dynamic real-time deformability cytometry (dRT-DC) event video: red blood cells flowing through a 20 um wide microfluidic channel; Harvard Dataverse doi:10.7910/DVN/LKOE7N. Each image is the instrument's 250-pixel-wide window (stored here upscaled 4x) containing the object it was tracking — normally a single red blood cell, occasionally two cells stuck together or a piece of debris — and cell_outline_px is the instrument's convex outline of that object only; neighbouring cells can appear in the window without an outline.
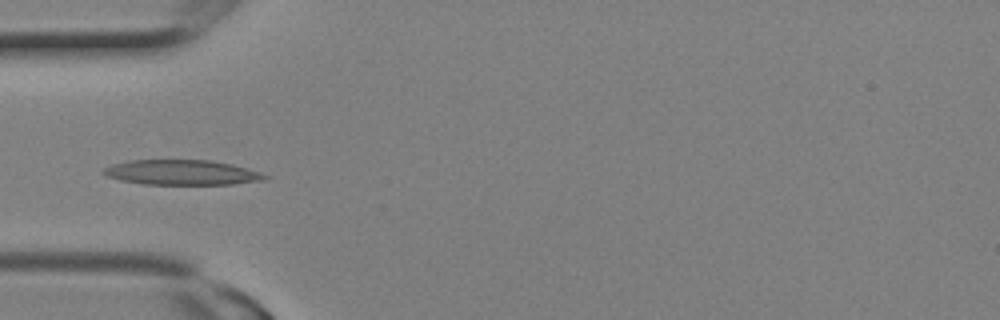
{"species": "Egyptian fruit bat (a non-hibernating species)", "species_latin": "Rousettus aegyptiacus", "temperature_condition": "room temperature", "stored_images_in_passage": 4, "camera_frame_rate_fps": 3000, "um_per_image_px": 0.085, "animal": {"sex": "female"}, "frame": {"image": 1, "passage_image": 3, "time_ms": 0.667, "image_size_px": [1000, 320], "cell_outline_px": [[268, 176], [264, 180], [232, 184], [144, 184], [120, 180], [108, 176], [100, 172], [104, 168], [112, 164], [128, 160], [212, 160], [232, 164], [260, 172]], "centroid_in_image_um": [15.43, 14.65], "position_along_channel_um": 69.6, "area_um2": 23.47}}